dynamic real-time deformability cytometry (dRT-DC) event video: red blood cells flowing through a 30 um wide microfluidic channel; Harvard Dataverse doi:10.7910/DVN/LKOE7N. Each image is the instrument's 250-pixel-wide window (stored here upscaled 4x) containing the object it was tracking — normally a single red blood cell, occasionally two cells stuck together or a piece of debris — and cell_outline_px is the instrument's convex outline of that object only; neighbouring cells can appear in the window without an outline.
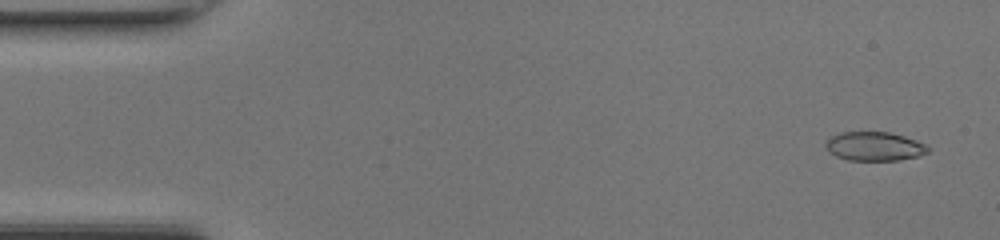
{"species": "common noctule bat (a hibernating species)", "species_latin": "Nyctalus noctula", "temperature_condition": "room temperature", "stored_images_in_passage": 48, "camera_frame_rate_fps": 3000, "um_per_image_px": 0.085, "animal": {"sex": "female", "body_mass_g": 17.0, "forearm_length_mm": 48.0}, "frame": {"image": 1, "passage_image": 3, "time_ms": 0.667, "image_size_px": [1000, 240], "cell_outline_px": [[928, 152], [920, 156], [900, 160], [848, 160], [836, 156], [828, 152], [824, 148], [824, 144], [832, 136], [840, 132], [888, 132], [904, 136], [916, 140], [924, 144], [928, 148]], "centroid_in_image_um": [74.3, 12.44], "position_along_channel_um": 10.7, "area_um2": 17.28}}
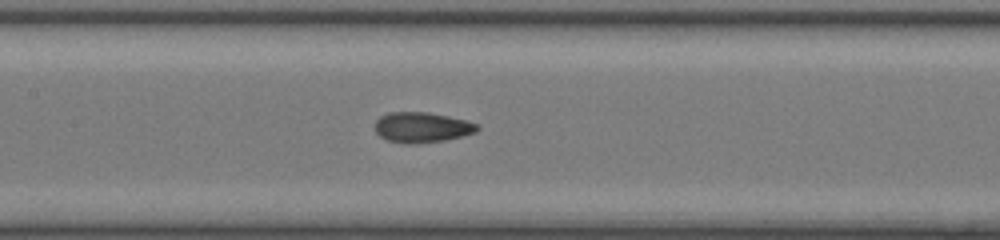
{"frame": {"image": 2, "passage_image": 23, "time_ms": 7.333, "image_size_px": [1000, 240], "cell_outline_px": [[480, 128], [476, 132], [464, 136], [444, 140], [412, 144], [404, 144], [388, 140], [380, 136], [376, 132], [376, 120], [380, 116], [388, 112], [428, 112], [448, 116], [480, 124]], "centroid_in_image_um": [35.88, 10.82], "position_along_channel_um": 171.5, "area_um2": 18.15}}
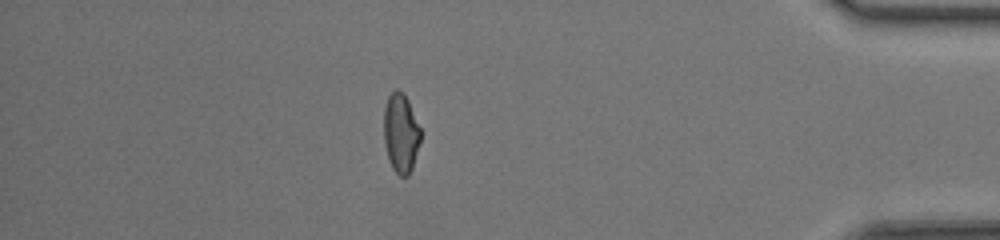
{"frame": {"image": 3, "passage_image": 42, "time_ms": 13.667, "image_size_px": [1000, 240], "cell_outline_px": [[420, 140], [412, 168], [408, 176], [400, 176], [392, 168], [388, 160], [384, 144], [384, 108], [388, 96], [396, 88], [404, 92], [408, 100], [420, 128]], "centroid_in_image_um": [34.05, 11.3], "position_along_channel_um": 401.1, "area_um2": 16.99}, "authors_computed_cell_mechanics": {"area_um2": 17.5712, "velocity_mm_per_s": 4.3516, "shape_relaxation_time_tau1_ms": 10.41, "shape_relaxation_time_tau2_ms": 1.4351, "deformation_change_tau1": 0.2591, "deformation_change_tau2": 0.0573}}